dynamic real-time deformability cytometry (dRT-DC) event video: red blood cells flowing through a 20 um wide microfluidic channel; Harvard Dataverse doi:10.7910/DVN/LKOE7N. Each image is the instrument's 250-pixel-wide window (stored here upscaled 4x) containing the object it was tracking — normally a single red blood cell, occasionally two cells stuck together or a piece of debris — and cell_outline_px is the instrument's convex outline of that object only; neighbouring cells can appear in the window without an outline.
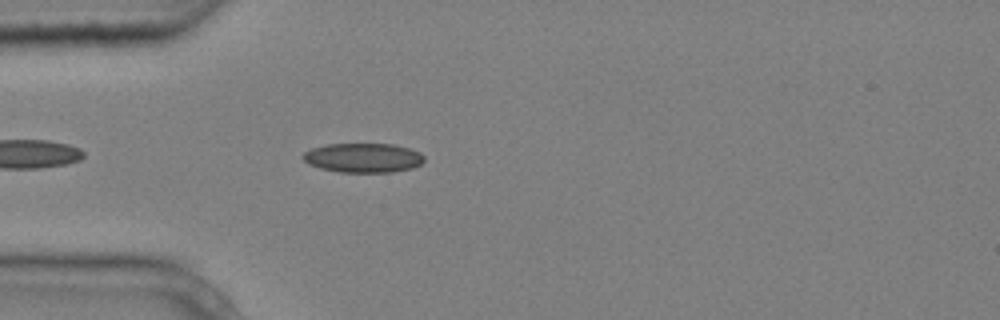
{"species": "common noctule bat (a hibernating species)", "species_latin": "Nyctalus noctula", "temperature_condition": "cold", "stored_images_in_passage": 5, "camera_frame_rate_fps": 3000, "um_per_image_px": 0.085, "animal": {"sex": "male", "body_mass_g": 20.4}, "frame": {"image": 1, "passage_image": 5, "time_ms": 1.333, "image_size_px": [1000, 320], "cell_outline_px": [[424, 160], [420, 164], [412, 168], [392, 172], [340, 172], [320, 168], [308, 164], [300, 156], [304, 152], [312, 148], [324, 144], [392, 144], [408, 148], [420, 152], [424, 156]], "centroid_in_image_um": [30.84, 13.41], "position_along_channel_um": 54.2, "area_um2": 20.81}}